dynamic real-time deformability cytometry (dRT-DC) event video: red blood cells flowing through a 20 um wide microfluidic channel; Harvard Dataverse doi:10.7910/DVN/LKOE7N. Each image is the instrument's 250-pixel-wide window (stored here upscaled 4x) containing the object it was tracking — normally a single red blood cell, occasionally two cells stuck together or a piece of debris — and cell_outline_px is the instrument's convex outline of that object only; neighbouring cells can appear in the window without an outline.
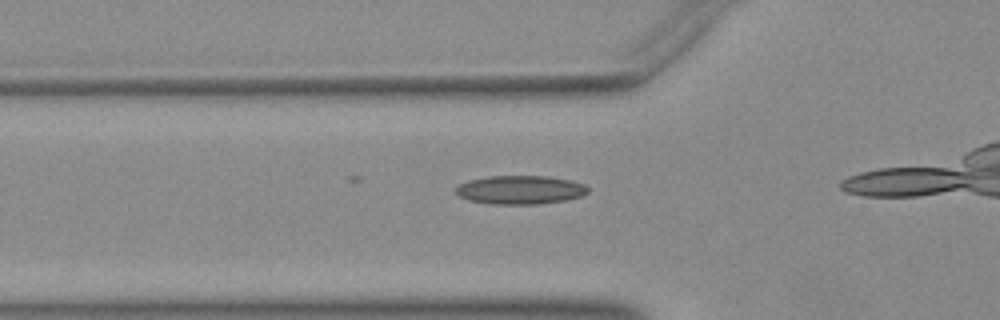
{"species": "Egyptian fruit bat (a non-hibernating species)", "species_latin": "Rousettus aegyptiacus", "temperature_condition": "warm", "stored_images_in_passage": 16, "camera_frame_rate_fps": 3000, "um_per_image_px": 0.085, "animal": {"sex": "female"}, "frame": {"image": 1, "passage_image": 5, "time_ms": 1.333, "image_size_px": [1000, 320], "cell_outline_px": [[588, 192], [580, 196], [568, 200], [540, 204], [488, 204], [468, 200], [460, 196], [456, 192], [456, 188], [460, 184], [468, 180], [488, 176], [548, 176], [568, 180], [584, 184], [588, 188]], "centroid_in_image_um": [44.21, 16.14], "position_along_channel_um": 81.6, "area_um2": 22.08}}
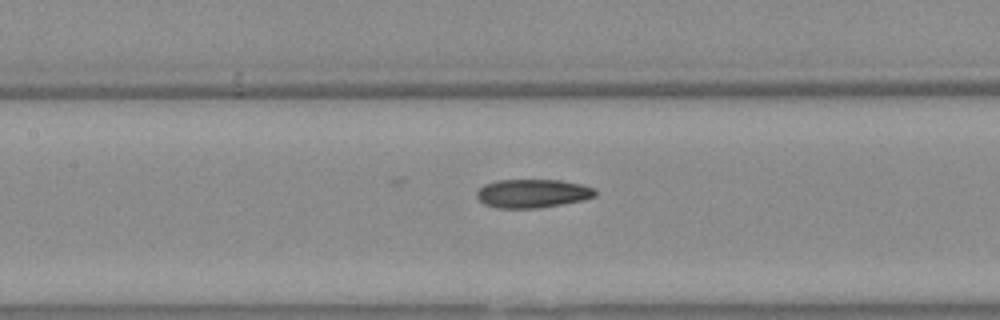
{"frame": {"image": 2, "passage_image": 11, "time_ms": 3.333, "image_size_px": [1000, 320], "cell_outline_px": [[596, 196], [584, 200], [540, 208], [496, 208], [484, 204], [476, 196], [476, 192], [484, 184], [496, 180], [560, 180], [580, 184], [592, 188], [596, 192]], "centroid_in_image_um": [45.24, 16.45], "position_along_channel_um": 162.2, "area_um2": 19.77}}
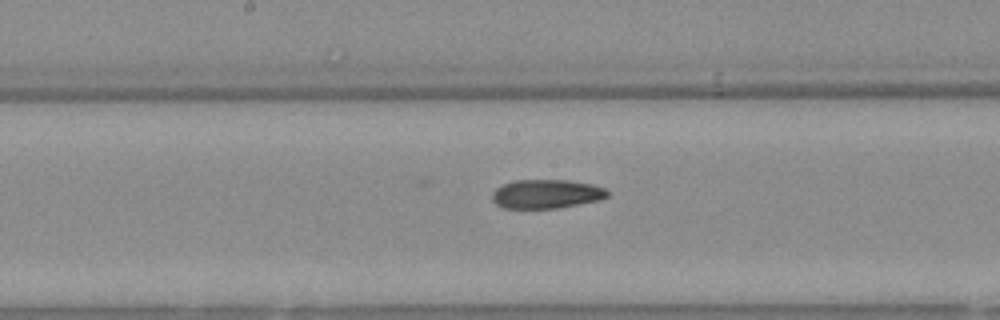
{"frame": {"image": 3, "passage_image": 14, "time_ms": 4.333, "image_size_px": [1000, 320], "cell_outline_px": [[608, 196], [600, 200], [560, 208], [504, 208], [496, 204], [492, 200], [492, 192], [496, 188], [512, 180], [568, 180], [588, 184], [604, 188], [608, 192]], "centroid_in_image_um": [46.41, 16.49], "position_along_channel_um": 201.8, "area_um2": 19.42}}